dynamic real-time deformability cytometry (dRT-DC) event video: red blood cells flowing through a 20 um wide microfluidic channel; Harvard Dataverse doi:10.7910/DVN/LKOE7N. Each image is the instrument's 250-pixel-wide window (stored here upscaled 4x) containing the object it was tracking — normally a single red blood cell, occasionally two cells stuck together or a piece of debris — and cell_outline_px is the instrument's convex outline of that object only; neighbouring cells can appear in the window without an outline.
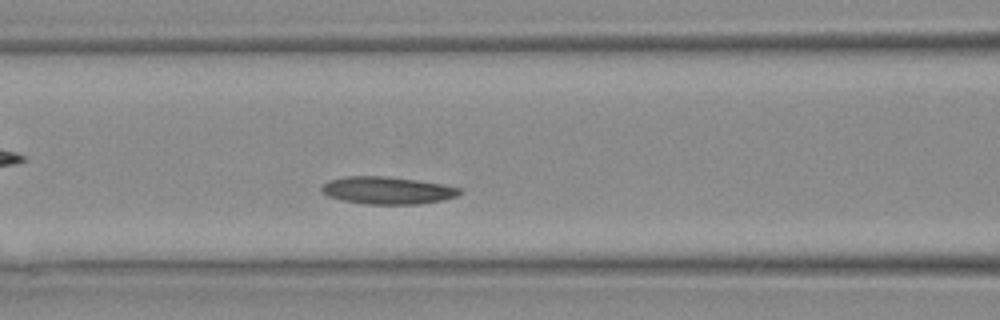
{"species": "Egyptian fruit bat (a non-hibernating species)", "species_latin": "Rousettus aegyptiacus", "temperature_condition": "warm", "stored_images_in_passage": 9, "camera_frame_rate_fps": 3000, "um_per_image_px": 0.085, "animal": {"sex": "female"}, "frame": {"image": 1, "passage_image": 7, "time_ms": 2.0, "image_size_px": [1000, 320], "cell_outline_px": [[464, 192], [456, 196], [440, 200], [420, 204], [368, 204], [340, 200], [328, 196], [320, 192], [320, 188], [328, 180], [344, 176], [384, 176], [416, 180], [440, 184], [460, 188]], "centroid_in_image_um": [32.87, 16.18], "position_along_channel_um": 133.7, "area_um2": 22.02}}
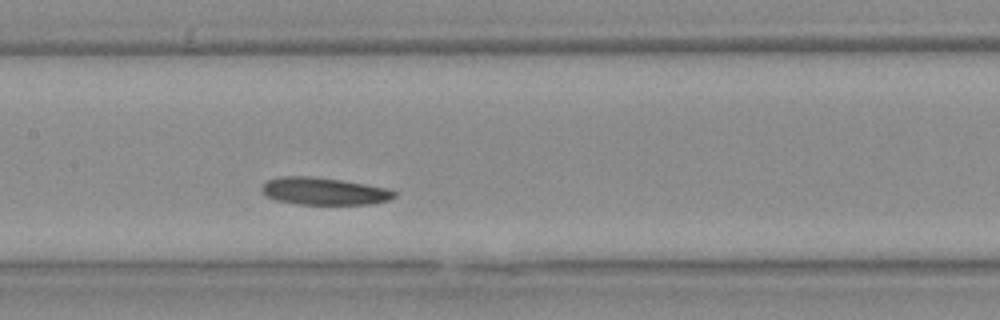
{"frame": {"image": 2, "passage_image": 9, "time_ms": 2.667, "image_size_px": [1000, 320], "cell_outline_px": [[396, 196], [388, 200], [368, 204], [300, 204], [276, 200], [264, 196], [260, 192], [260, 188], [268, 180], [276, 176], [312, 176], [340, 180], [388, 188], [396, 192]], "centroid_in_image_um": [27.48, 16.24], "position_along_channel_um": 179.9, "area_um2": 21.15}}